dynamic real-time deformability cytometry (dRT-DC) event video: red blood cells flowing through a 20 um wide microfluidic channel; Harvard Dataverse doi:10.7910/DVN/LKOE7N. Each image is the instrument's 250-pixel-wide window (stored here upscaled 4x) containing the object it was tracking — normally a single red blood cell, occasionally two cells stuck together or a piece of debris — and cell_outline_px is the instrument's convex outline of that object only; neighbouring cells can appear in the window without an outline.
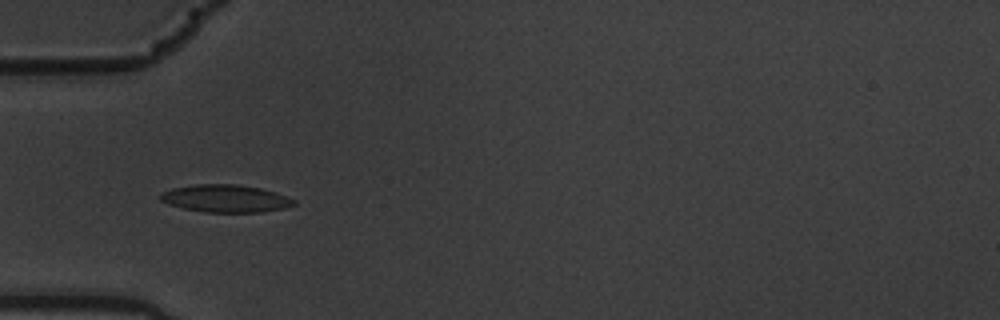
{"species": "common noctule bat (a hibernating species)", "species_latin": "Nyctalus noctula", "temperature_condition": "warm", "stored_images_in_passage": 4, "camera_frame_rate_fps": 3000, "um_per_image_px": 0.085, "animal": {"sex": "male", "body_mass_g": 19.5, "forearm_length_mm": 54.6}, "frame": {"image": 1, "passage_image": 3, "time_ms": 0.667, "image_size_px": [1000, 320], "cell_outline_px": [[296, 204], [284, 208], [260, 212], [204, 212], [184, 208], [168, 204], [160, 200], [160, 192], [172, 188], [196, 184], [236, 184], [260, 188], [276, 192], [296, 200]], "centroid_in_image_um": [19.16, 16.87], "position_along_channel_um": 65.8, "area_um2": 21.44}}
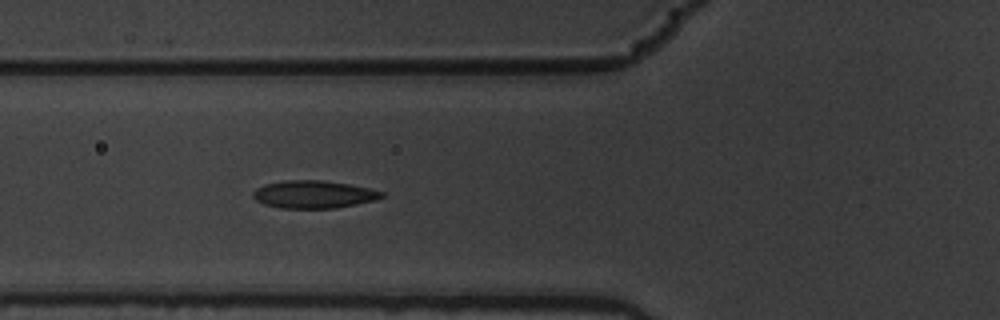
{"frame": {"image": 2, "passage_image": 4, "time_ms": 1.0, "image_size_px": [1000, 320], "cell_outline_px": [[384, 196], [376, 200], [336, 208], [280, 208], [264, 204], [256, 200], [252, 196], [252, 192], [256, 188], [264, 184], [284, 180], [320, 180], [348, 184], [368, 188], [384, 192]], "centroid_in_image_um": [26.63, 16.52], "position_along_channel_um": 99.2, "area_um2": 20.75}}